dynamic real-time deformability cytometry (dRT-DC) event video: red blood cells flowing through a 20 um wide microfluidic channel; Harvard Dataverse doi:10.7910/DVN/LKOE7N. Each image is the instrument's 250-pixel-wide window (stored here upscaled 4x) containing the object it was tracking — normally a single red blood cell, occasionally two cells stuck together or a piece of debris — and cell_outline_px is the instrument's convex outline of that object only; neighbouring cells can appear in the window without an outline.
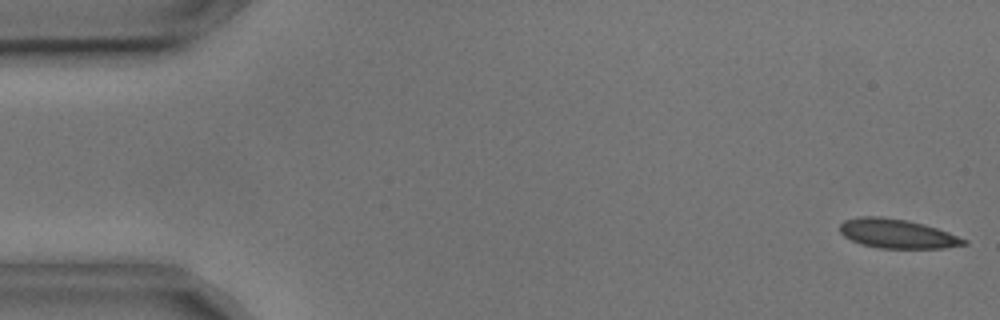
{"species": "common noctule bat (a hibernating species)", "species_latin": "Nyctalus noctula", "temperature_condition": "cold", "stored_images_in_passage": 6, "camera_frame_rate_fps": 3000, "um_per_image_px": 0.085, "animal": {"sex": "male", "body_mass_g": 17.9, "forearm_length_mm": 54.2}, "frame": {"image": 1, "passage_image": 1, "time_ms": 0.0, "image_size_px": [1000, 320], "cell_outline_px": [[968, 244], [944, 248], [880, 248], [860, 244], [844, 236], [840, 232], [840, 224], [844, 220], [860, 216], [880, 216], [908, 220], [924, 224], [948, 232], [968, 240]], "centroid_in_image_um": [76.26, 19.86], "position_along_channel_um": 8.7, "area_um2": 21.15}}